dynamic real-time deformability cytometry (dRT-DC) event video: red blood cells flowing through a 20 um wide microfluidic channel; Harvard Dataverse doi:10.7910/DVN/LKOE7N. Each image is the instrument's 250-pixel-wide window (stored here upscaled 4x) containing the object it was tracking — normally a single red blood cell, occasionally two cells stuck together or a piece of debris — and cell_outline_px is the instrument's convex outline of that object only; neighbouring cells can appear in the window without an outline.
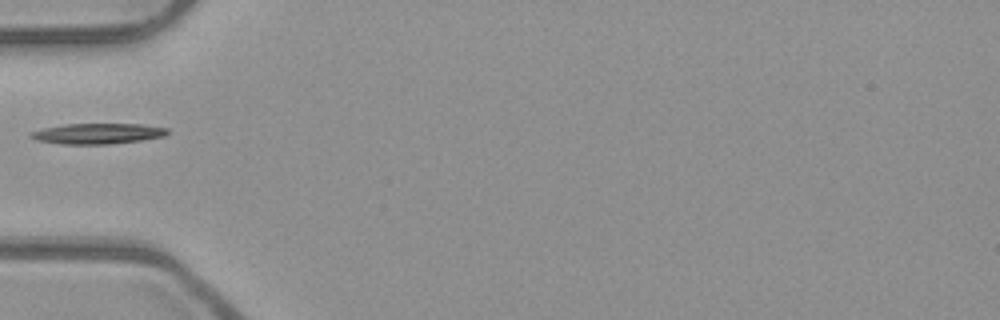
{"species": "common noctule bat (a hibernating species)", "species_latin": "Nyctalus noctula", "temperature_condition": "room temperature", "stored_images_in_passage": 1, "camera_frame_rate_fps": 3000, "um_per_image_px": 0.085, "animal": {"sex": "male", "body_mass_g": 23.1, "forearm_length_mm": 52.7}, "frame": {"image": 1, "passage_image": 1, "time_ms": 0.0, "image_size_px": [1000, 320], "cell_outline_px": [[168, 132], [164, 136], [140, 140], [108, 144], [64, 144], [36, 140], [28, 136], [32, 132], [44, 128], [64, 124], [140, 124], [168, 128]], "centroid_in_image_um": [8.29, 11.35], "position_along_channel_um": 76.7, "area_um2": 16.18}}